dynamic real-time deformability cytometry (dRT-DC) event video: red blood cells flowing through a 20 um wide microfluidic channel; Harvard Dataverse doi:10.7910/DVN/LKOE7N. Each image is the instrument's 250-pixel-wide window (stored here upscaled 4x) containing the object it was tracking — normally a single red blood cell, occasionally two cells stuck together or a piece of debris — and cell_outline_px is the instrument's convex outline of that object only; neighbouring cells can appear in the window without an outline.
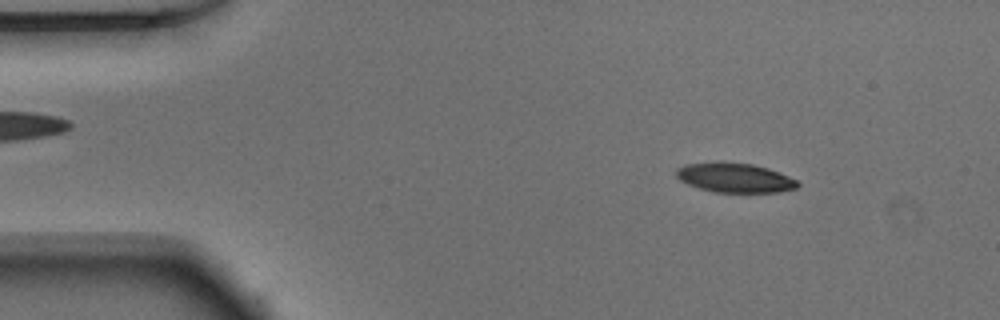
{"species": "Egyptian fruit bat (a non-hibernating species)", "species_latin": "Rousettus aegyptiacus", "temperature_condition": "warm", "stored_images_in_passage": 51, "camera_frame_rate_fps": 3000, "um_per_image_px": 0.085, "animal": {"sex": "male"}, "frame": {"image": 1, "passage_image": 6, "time_ms": 1.667, "image_size_px": [1000, 320], "cell_outline_px": [[800, 184], [796, 188], [780, 192], [716, 192], [700, 188], [688, 184], [680, 180], [676, 176], [676, 168], [684, 164], [720, 160], [752, 164], [768, 168], [780, 172], [796, 180]], "centroid_in_image_um": [62.43, 15.08], "position_along_channel_um": 22.6, "area_um2": 21.15}}
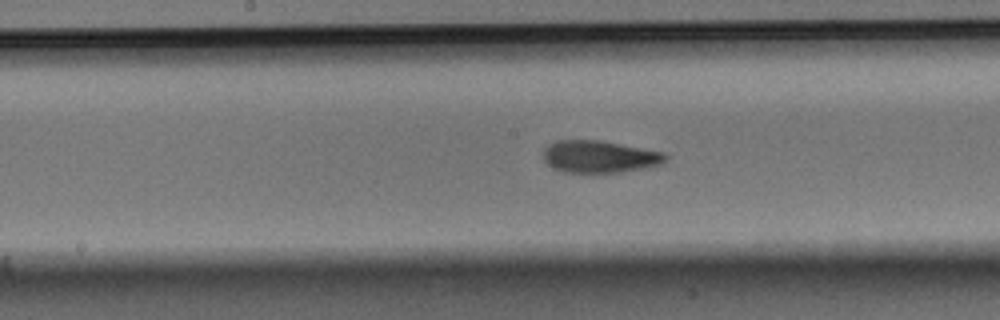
{"frame": {"image": 2, "passage_image": 25, "time_ms": 8.0, "image_size_px": [1000, 320], "cell_outline_px": [[668, 160], [660, 164], [644, 168], [620, 172], [564, 172], [552, 168], [544, 160], [544, 148], [548, 144], [556, 140], [600, 140], [664, 152], [668, 156]], "centroid_in_image_um": [50.95, 13.31], "position_along_channel_um": 197.2, "area_um2": 22.95}}
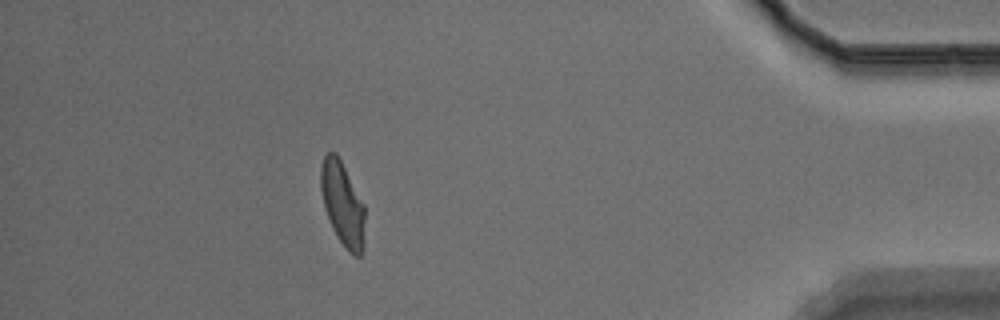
{"frame": {"image": 3, "passage_image": 45, "time_ms": 14.667, "image_size_px": [1000, 320], "cell_outline_px": [[364, 248], [360, 256], [352, 256], [348, 252], [332, 228], [324, 208], [320, 188], [320, 168], [324, 156], [328, 152], [336, 152], [364, 204]], "centroid_in_image_um": [29.11, 17.35], "position_along_channel_um": 406.1, "area_um2": 21.56}, "authors_computed_cell_mechanics": {"area_um2": 22.253, "velocity_mm_per_s": 3.8905, "shape_relaxation_time_tau1_ms": 4.2855, "shape_relaxation_time_tau2_ms": 1.8961, "deformation_change_tau1": 0.1617, "deformation_change_tau2": 0.0779}}